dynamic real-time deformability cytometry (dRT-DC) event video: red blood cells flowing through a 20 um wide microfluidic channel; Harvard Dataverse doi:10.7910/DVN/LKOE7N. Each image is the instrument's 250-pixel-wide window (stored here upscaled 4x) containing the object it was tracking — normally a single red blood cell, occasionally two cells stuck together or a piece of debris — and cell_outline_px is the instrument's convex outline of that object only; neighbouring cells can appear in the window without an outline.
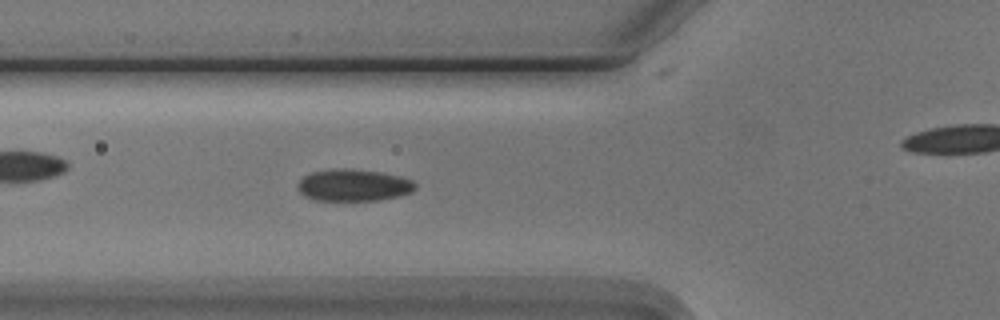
{"species": "Egyptian fruit bat (a non-hibernating species)", "species_latin": "Rousettus aegyptiacus", "temperature_condition": "cold", "stored_images_in_passage": 46, "camera_frame_rate_fps": 3000, "um_per_image_px": 0.085, "animal": {"sex": "male"}, "frame": {"image": 1, "passage_image": 10, "time_ms": 3.0, "image_size_px": [1000, 320], "cell_outline_px": [[416, 188], [412, 192], [400, 196], [380, 200], [316, 200], [304, 196], [296, 188], [296, 184], [304, 176], [312, 172], [336, 168], [344, 168], [380, 172], [400, 176], [412, 180], [416, 184]], "centroid_in_image_um": [30.05, 15.74], "position_along_channel_um": 95.8, "area_um2": 21.96}}
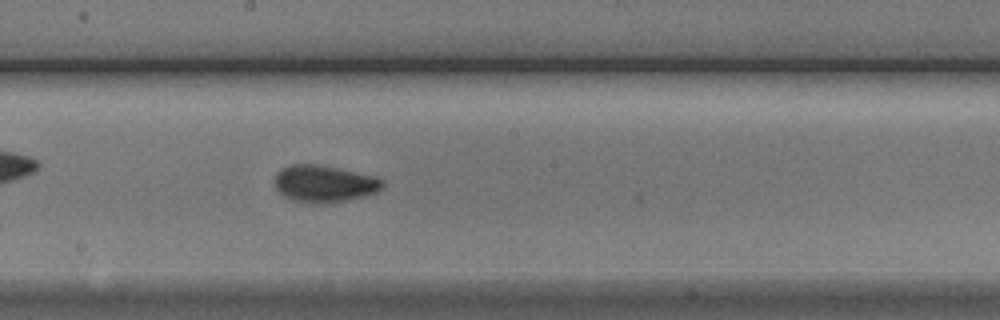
{"frame": {"image": 2, "passage_image": 20, "time_ms": 6.333, "image_size_px": [1000, 320], "cell_outline_px": [[384, 188], [376, 192], [364, 196], [324, 204], [312, 204], [292, 200], [284, 196], [276, 188], [276, 172], [292, 164], [316, 164], [336, 168], [372, 176], [384, 180]], "centroid_in_image_um": [27.56, 15.63], "position_along_channel_um": 220.6, "area_um2": 23.0}}
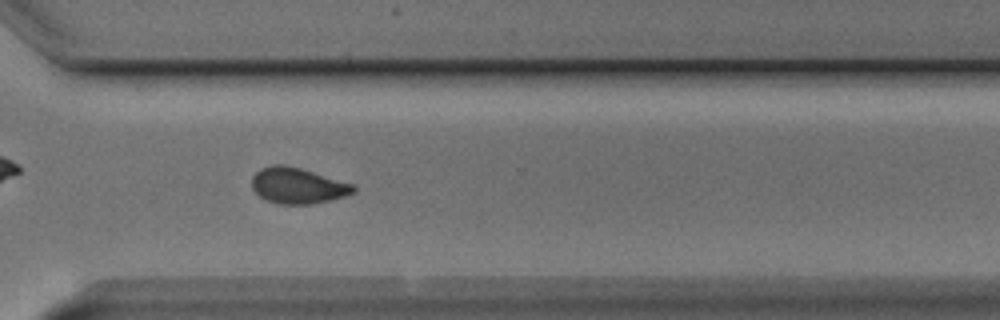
{"frame": {"image": 3, "passage_image": 30, "time_ms": 9.667, "image_size_px": [1000, 320], "cell_outline_px": [[356, 192], [332, 200], [312, 204], [276, 204], [264, 200], [252, 188], [252, 176], [260, 168], [272, 164], [284, 164], [300, 168], [352, 184], [356, 188]], "centroid_in_image_um": [25.27, 15.79], "position_along_channel_um": 345.3, "area_um2": 21.33}}